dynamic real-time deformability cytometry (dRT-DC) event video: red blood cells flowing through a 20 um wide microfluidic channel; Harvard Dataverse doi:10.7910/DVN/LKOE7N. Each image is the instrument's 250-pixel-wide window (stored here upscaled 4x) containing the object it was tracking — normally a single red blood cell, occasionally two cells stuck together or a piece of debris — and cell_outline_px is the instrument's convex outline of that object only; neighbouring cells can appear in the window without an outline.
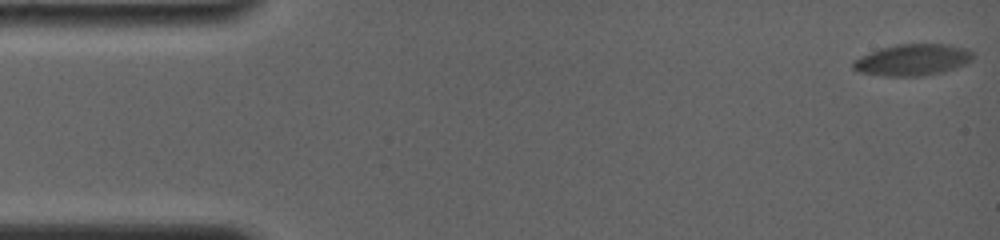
{"species": "common noctule bat (a hibernating species)", "species_latin": "Nyctalus noctula", "temperature_condition": "room temperature", "stored_images_in_passage": 7, "camera_frame_rate_fps": 4000, "um_per_image_px": 0.085, "animal": {"sex": "female", "body_mass_g": 19.0, "forearm_length_mm": 56.7}, "frame": {"image": 1, "passage_image": 1, "time_ms": 0.0, "image_size_px": [1000, 240], "cell_outline_px": [[976, 56], [972, 60], [964, 64], [944, 72], [924, 76], [884, 76], [860, 72], [852, 68], [852, 60], [860, 56], [880, 48], [896, 44], [948, 44], [968, 48]], "centroid_in_image_um": [77.58, 5.08], "position_along_channel_um": 7.4, "area_um2": 22.25}}